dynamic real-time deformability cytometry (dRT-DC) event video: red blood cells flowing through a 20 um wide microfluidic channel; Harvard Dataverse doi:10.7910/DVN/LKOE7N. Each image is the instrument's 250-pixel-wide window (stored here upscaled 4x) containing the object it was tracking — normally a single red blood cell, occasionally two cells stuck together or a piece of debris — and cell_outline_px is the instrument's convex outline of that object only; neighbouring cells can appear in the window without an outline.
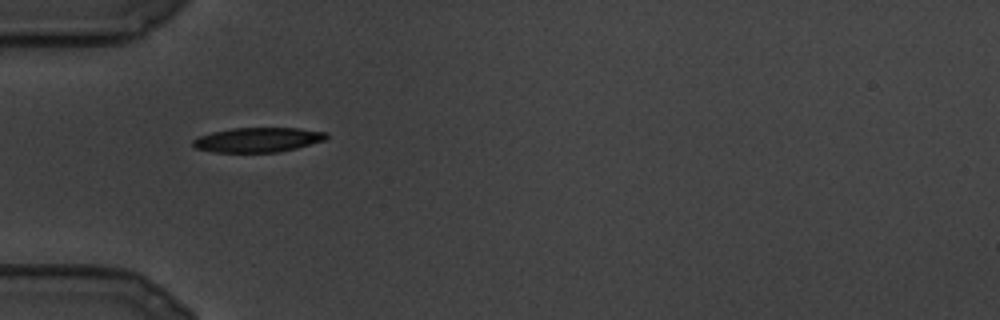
{"species": "common noctule bat (a hibernating species)", "species_latin": "Nyctalus noctula", "temperature_condition": "cold", "stored_images_in_passage": 74, "camera_frame_rate_fps": 3000, "um_per_image_px": 0.085, "animal": {"sex": "male", "body_mass_g": 19.5, "forearm_length_mm": 54.6}, "frame": {"image": 1, "passage_image": 1, "time_ms": 0.0, "image_size_px": [1000, 320], "cell_outline_px": [[328, 136], [324, 140], [296, 148], [280, 152], [212, 152], [196, 148], [192, 144], [192, 140], [200, 136], [212, 132], [232, 128], [300, 128], [328, 132]], "centroid_in_image_um": [21.92, 11.88], "position_along_channel_um": 63.1, "area_um2": 19.13}}
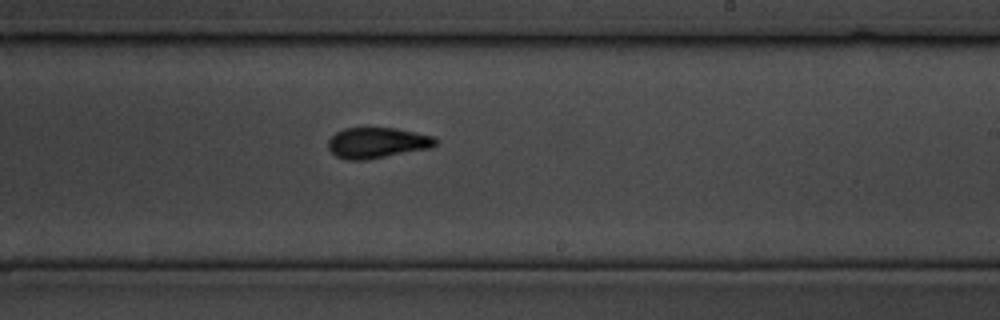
{"frame": {"image": 2, "passage_image": 32, "time_ms": 10.333, "image_size_px": [1000, 320], "cell_outline_px": [[440, 140], [432, 148], [368, 160], [348, 160], [336, 156], [328, 148], [328, 140], [336, 132], [344, 128], [396, 128], [436, 136]], "centroid_in_image_um": [32.11, 12.14], "position_along_channel_um": 256.9, "area_um2": 19.54}}
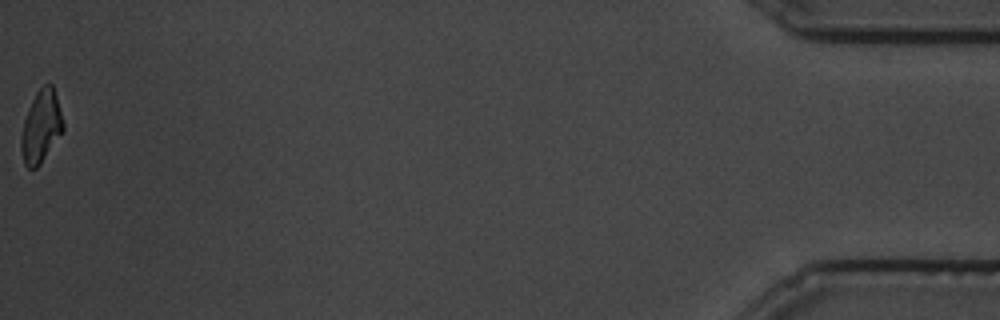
{"frame": {"image": 3, "passage_image": 74, "time_ms": 24.333, "image_size_px": [1000, 320], "cell_outline_px": [[64, 128], [40, 164], [36, 168], [28, 168], [24, 164], [20, 148], [20, 140], [24, 120], [28, 108], [36, 92], [44, 84], [52, 84], [56, 96], [64, 124]], "centroid_in_image_um": [3.47, 10.76], "position_along_channel_um": 431.7, "area_um2": 17.4}}